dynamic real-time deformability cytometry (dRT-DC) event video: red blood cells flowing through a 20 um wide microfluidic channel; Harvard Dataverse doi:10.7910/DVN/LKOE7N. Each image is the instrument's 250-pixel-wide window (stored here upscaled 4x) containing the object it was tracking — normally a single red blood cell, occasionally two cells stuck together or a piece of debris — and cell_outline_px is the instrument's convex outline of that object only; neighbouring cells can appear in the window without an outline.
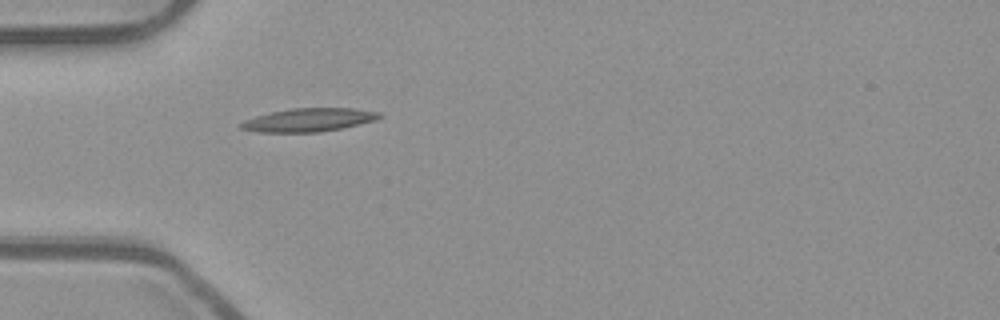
{"species": "common noctule bat (a hibernating species)", "species_latin": "Nyctalus noctula", "temperature_condition": "room temperature", "stored_images_in_passage": 20, "camera_frame_rate_fps": 3000, "um_per_image_px": 0.085, "animal": {"sex": "male", "body_mass_g": 23.1, "forearm_length_mm": 52.7}, "frame": {"image": 1, "passage_image": 1, "time_ms": 0.0, "image_size_px": [1000, 320], "cell_outline_px": [[384, 116], [376, 120], [340, 128], [320, 132], [256, 132], [240, 128], [240, 124], [244, 120], [256, 116], [272, 112], [292, 108], [356, 108], [380, 112]], "centroid_in_image_um": [26.27, 10.19], "position_along_channel_um": 58.7, "area_um2": 18.79}}
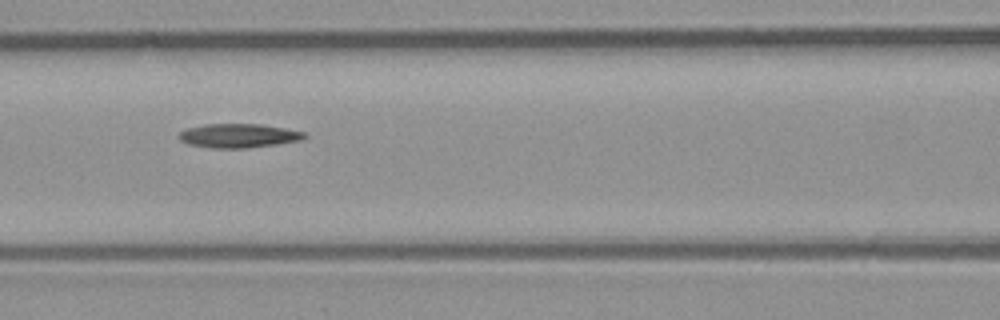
{"frame": {"image": 2, "passage_image": 8, "time_ms": 2.333, "image_size_px": [1000, 320], "cell_outline_px": [[308, 136], [300, 140], [276, 144], [248, 148], [212, 148], [188, 144], [180, 140], [176, 136], [180, 132], [188, 128], [204, 124], [260, 124], [284, 128], [304, 132]], "centroid_in_image_um": [20.25, 11.53], "position_along_channel_um": 146.4, "area_um2": 17.51}}
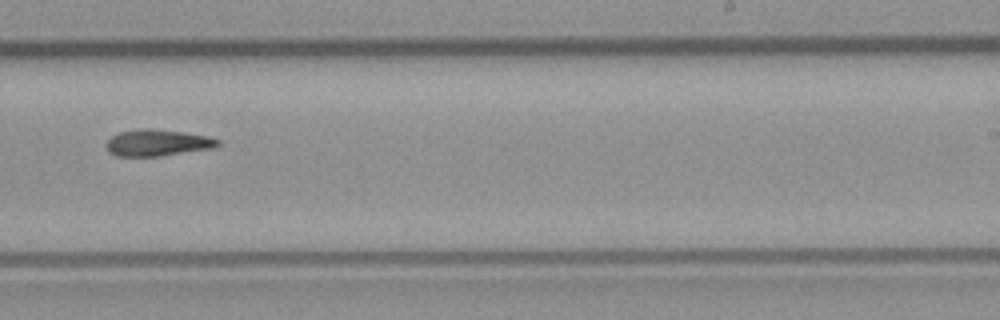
{"frame": {"image": 3, "passage_image": 18, "time_ms": 5.667, "image_size_px": [1000, 320], "cell_outline_px": [[220, 144], [208, 148], [160, 156], [116, 156], [108, 152], [104, 144], [112, 136], [120, 132], [140, 128], [148, 128], [184, 132], [208, 136], [220, 140]], "centroid_in_image_um": [13.32, 12.13], "position_along_channel_um": 275.7, "area_um2": 17.11}}